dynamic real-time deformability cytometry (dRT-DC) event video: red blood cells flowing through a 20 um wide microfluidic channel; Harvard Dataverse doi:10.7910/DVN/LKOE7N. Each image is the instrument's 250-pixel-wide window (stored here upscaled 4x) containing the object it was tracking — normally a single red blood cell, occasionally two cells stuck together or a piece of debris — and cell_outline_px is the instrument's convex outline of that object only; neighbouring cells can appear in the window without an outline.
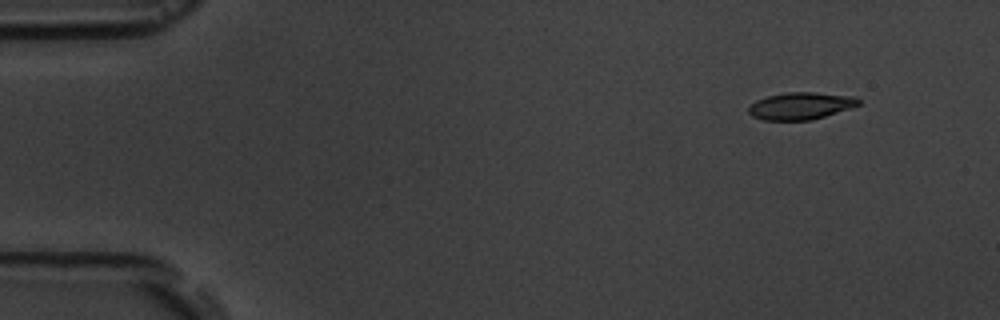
{"species": "common noctule bat (a hibernating species)", "species_latin": "Nyctalus noctula", "temperature_condition": "room temperature", "stored_images_in_passage": 5, "camera_frame_rate_fps": 3000, "um_per_image_px": 0.085, "animal": {"sex": "male", "body_mass_g": 19.5, "forearm_length_mm": 54.6}, "frame": {"image": 1, "passage_image": 1, "time_ms": 0.0, "image_size_px": [1000, 320], "cell_outline_px": [[860, 104], [812, 120], [764, 120], [752, 116], [748, 112], [748, 108], [756, 100], [768, 96], [788, 92], [812, 92], [856, 96], [860, 100]], "centroid_in_image_um": [68.05, 8.99], "position_along_channel_um": 17.0, "area_um2": 17.22}}
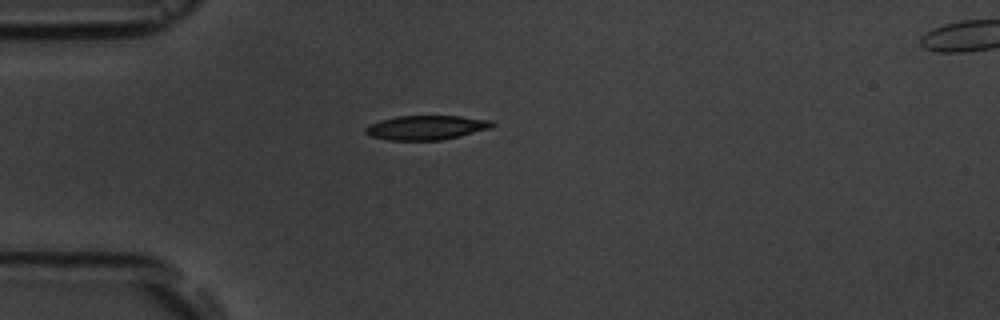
{"frame": {"image": 2, "passage_image": 4, "time_ms": 3.333, "image_size_px": [1000, 320], "cell_outline_px": [[496, 124], [492, 128], [460, 136], [440, 140], [388, 140], [368, 136], [364, 132], [364, 128], [380, 120], [396, 116], [460, 116], [492, 120]], "centroid_in_image_um": [36.24, 10.84], "position_along_channel_um": 48.8, "area_um2": 18.09}}